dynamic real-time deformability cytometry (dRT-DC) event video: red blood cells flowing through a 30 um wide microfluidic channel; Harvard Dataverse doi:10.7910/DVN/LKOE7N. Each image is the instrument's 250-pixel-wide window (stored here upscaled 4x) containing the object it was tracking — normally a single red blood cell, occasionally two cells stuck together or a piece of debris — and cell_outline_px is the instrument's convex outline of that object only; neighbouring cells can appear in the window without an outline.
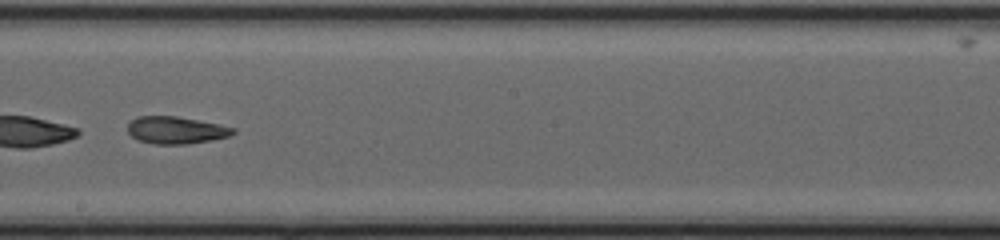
{"species": "common noctule bat (a hibernating species)", "species_latin": "Nyctalus noctula", "temperature_condition": "cold", "stored_images_in_passage": 51, "segment_of_instrument_passage": [2, 2], "camera_frame_rate_fps": 3000, "um_per_image_px": 0.085, "animal": {"sex": "female", "body_mass_g": 20.0, "forearm_length_mm": 54.0}, "frame": {"image": 1, "passage_image": 32, "time_ms": 10.333, "image_size_px": [1000, 240], "cell_outline_px": [[236, 132], [228, 136], [212, 140], [188, 144], [156, 144], [136, 140], [128, 132], [128, 124], [136, 116], [176, 116], [220, 124], [236, 128]], "centroid_in_image_um": [14.96, 11.06], "position_along_channel_um": 233.2, "area_um2": 16.82}}
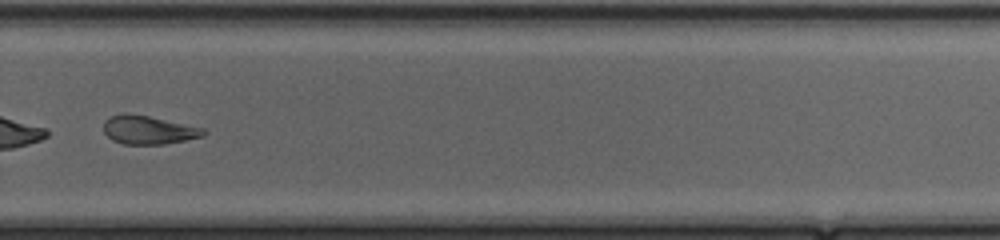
{"frame": {"image": 2, "passage_image": 38, "time_ms": 12.333, "image_size_px": [1000, 240], "cell_outline_px": [[208, 132], [204, 136], [164, 144], [124, 144], [112, 140], [104, 132], [104, 120], [108, 116], [124, 112], [148, 116], [204, 128]], "centroid_in_image_um": [12.59, 11.03], "position_along_channel_um": 317.2, "area_um2": 16.65}}